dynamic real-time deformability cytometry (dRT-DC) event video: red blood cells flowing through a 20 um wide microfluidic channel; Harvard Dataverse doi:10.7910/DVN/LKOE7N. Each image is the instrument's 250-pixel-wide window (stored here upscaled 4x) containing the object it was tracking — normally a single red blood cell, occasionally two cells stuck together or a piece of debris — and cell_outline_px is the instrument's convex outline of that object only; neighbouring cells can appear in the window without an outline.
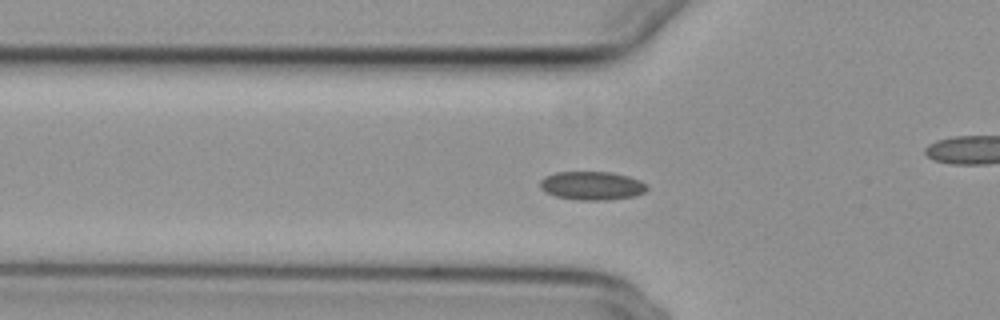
{"species": "common noctule bat (a hibernating species)", "species_latin": "Nyctalus noctula", "temperature_condition": "cold", "stored_images_in_passage": 4, "camera_frame_rate_fps": 3000, "um_per_image_px": 0.085, "animal": {"sex": "female", "body_mass_g": 29.2, "forearm_length_mm": 56.3}, "frame": {"image": 1, "passage_image": 4, "time_ms": 1.0, "image_size_px": [1000, 320], "cell_outline_px": [[648, 188], [644, 192], [636, 196], [608, 200], [580, 200], [556, 196], [544, 192], [540, 188], [540, 180], [544, 176], [556, 172], [612, 172], [628, 176], [640, 180], [648, 184]], "centroid_in_image_um": [50.32, 15.78], "position_along_channel_um": 75.5, "area_um2": 17.98}}